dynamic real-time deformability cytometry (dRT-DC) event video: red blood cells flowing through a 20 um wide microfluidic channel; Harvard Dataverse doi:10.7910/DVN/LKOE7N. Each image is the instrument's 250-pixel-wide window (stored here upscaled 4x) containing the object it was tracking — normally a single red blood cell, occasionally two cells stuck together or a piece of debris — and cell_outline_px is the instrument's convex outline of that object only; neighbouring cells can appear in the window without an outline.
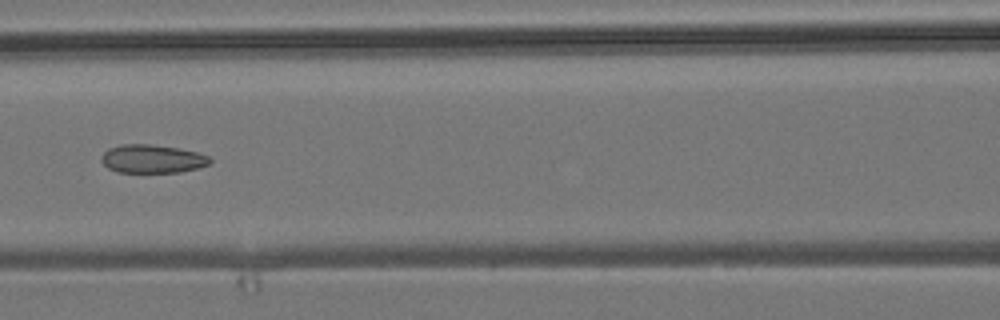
{"species": "common noctule bat (a hibernating species)", "species_latin": "Nyctalus noctula", "temperature_condition": "room temperature", "stored_images_in_passage": 5, "camera_frame_rate_fps": 3000, "um_per_image_px": 0.085, "animal": {"sex": "male", "body_mass_g": 19.2, "forearm_length_mm": 51.8}, "frame": {"image": 1, "passage_image": 5, "time_ms": 4.667, "image_size_px": [1000, 320], "cell_outline_px": [[212, 160], [208, 164], [200, 168], [180, 172], [116, 172], [108, 168], [100, 160], [100, 156], [108, 148], [120, 144], [148, 144], [176, 148], [196, 152], [208, 156]], "centroid_in_image_um": [12.91, 13.5], "position_along_channel_um": 153.7, "area_um2": 17.98}}